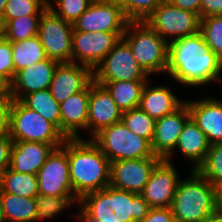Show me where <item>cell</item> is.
I'll list each match as a JSON object with an SVG mask.
<instances>
[{
  "label": "cell",
  "mask_w": 222,
  "mask_h": 222,
  "mask_svg": "<svg viewBox=\"0 0 222 222\" xmlns=\"http://www.w3.org/2000/svg\"><path fill=\"white\" fill-rule=\"evenodd\" d=\"M221 72L222 60L210 50L200 33L169 43L166 75L169 74L180 85L222 84Z\"/></svg>",
  "instance_id": "1"
},
{
  "label": "cell",
  "mask_w": 222,
  "mask_h": 222,
  "mask_svg": "<svg viewBox=\"0 0 222 222\" xmlns=\"http://www.w3.org/2000/svg\"><path fill=\"white\" fill-rule=\"evenodd\" d=\"M78 204L74 215L81 222H139L151 209L140 194L110 185L83 195Z\"/></svg>",
  "instance_id": "2"
},
{
  "label": "cell",
  "mask_w": 222,
  "mask_h": 222,
  "mask_svg": "<svg viewBox=\"0 0 222 222\" xmlns=\"http://www.w3.org/2000/svg\"><path fill=\"white\" fill-rule=\"evenodd\" d=\"M70 182L74 195H83L109 186L110 161L92 139L68 138Z\"/></svg>",
  "instance_id": "3"
},
{
  "label": "cell",
  "mask_w": 222,
  "mask_h": 222,
  "mask_svg": "<svg viewBox=\"0 0 222 222\" xmlns=\"http://www.w3.org/2000/svg\"><path fill=\"white\" fill-rule=\"evenodd\" d=\"M180 179L172 201L175 222H206L218 207V189L197 170Z\"/></svg>",
  "instance_id": "4"
},
{
  "label": "cell",
  "mask_w": 222,
  "mask_h": 222,
  "mask_svg": "<svg viewBox=\"0 0 222 222\" xmlns=\"http://www.w3.org/2000/svg\"><path fill=\"white\" fill-rule=\"evenodd\" d=\"M122 38L130 46L141 68L150 76L168 68L169 43L145 21H129Z\"/></svg>",
  "instance_id": "5"
},
{
  "label": "cell",
  "mask_w": 222,
  "mask_h": 222,
  "mask_svg": "<svg viewBox=\"0 0 222 222\" xmlns=\"http://www.w3.org/2000/svg\"><path fill=\"white\" fill-rule=\"evenodd\" d=\"M9 136L13 141L41 142L55 148L61 147L66 140L53 123L20 100H13L10 108Z\"/></svg>",
  "instance_id": "6"
},
{
  "label": "cell",
  "mask_w": 222,
  "mask_h": 222,
  "mask_svg": "<svg viewBox=\"0 0 222 222\" xmlns=\"http://www.w3.org/2000/svg\"><path fill=\"white\" fill-rule=\"evenodd\" d=\"M92 140L110 163L118 160L158 157L153 153L151 142L131 132L122 121L103 128Z\"/></svg>",
  "instance_id": "7"
},
{
  "label": "cell",
  "mask_w": 222,
  "mask_h": 222,
  "mask_svg": "<svg viewBox=\"0 0 222 222\" xmlns=\"http://www.w3.org/2000/svg\"><path fill=\"white\" fill-rule=\"evenodd\" d=\"M200 17L190 11L178 8L168 0H163L144 20L168 43L199 33ZM171 39H168L170 38Z\"/></svg>",
  "instance_id": "8"
},
{
  "label": "cell",
  "mask_w": 222,
  "mask_h": 222,
  "mask_svg": "<svg viewBox=\"0 0 222 222\" xmlns=\"http://www.w3.org/2000/svg\"><path fill=\"white\" fill-rule=\"evenodd\" d=\"M148 77L150 76L138 64L130 46L123 38L93 70L95 82L149 81Z\"/></svg>",
  "instance_id": "9"
},
{
  "label": "cell",
  "mask_w": 222,
  "mask_h": 222,
  "mask_svg": "<svg viewBox=\"0 0 222 222\" xmlns=\"http://www.w3.org/2000/svg\"><path fill=\"white\" fill-rule=\"evenodd\" d=\"M37 36L48 59L59 63L72 62L73 24L47 8L40 17Z\"/></svg>",
  "instance_id": "10"
},
{
  "label": "cell",
  "mask_w": 222,
  "mask_h": 222,
  "mask_svg": "<svg viewBox=\"0 0 222 222\" xmlns=\"http://www.w3.org/2000/svg\"><path fill=\"white\" fill-rule=\"evenodd\" d=\"M39 194L45 196H75L70 182L68 138L55 148L37 172Z\"/></svg>",
  "instance_id": "11"
},
{
  "label": "cell",
  "mask_w": 222,
  "mask_h": 222,
  "mask_svg": "<svg viewBox=\"0 0 222 222\" xmlns=\"http://www.w3.org/2000/svg\"><path fill=\"white\" fill-rule=\"evenodd\" d=\"M129 19L120 4L94 0L74 22L73 30L83 32L124 33Z\"/></svg>",
  "instance_id": "12"
},
{
  "label": "cell",
  "mask_w": 222,
  "mask_h": 222,
  "mask_svg": "<svg viewBox=\"0 0 222 222\" xmlns=\"http://www.w3.org/2000/svg\"><path fill=\"white\" fill-rule=\"evenodd\" d=\"M123 34L73 30L72 63L85 65L94 70L102 59L111 52Z\"/></svg>",
  "instance_id": "13"
},
{
  "label": "cell",
  "mask_w": 222,
  "mask_h": 222,
  "mask_svg": "<svg viewBox=\"0 0 222 222\" xmlns=\"http://www.w3.org/2000/svg\"><path fill=\"white\" fill-rule=\"evenodd\" d=\"M160 157L118 160L110 163L109 185L140 194Z\"/></svg>",
  "instance_id": "14"
},
{
  "label": "cell",
  "mask_w": 222,
  "mask_h": 222,
  "mask_svg": "<svg viewBox=\"0 0 222 222\" xmlns=\"http://www.w3.org/2000/svg\"><path fill=\"white\" fill-rule=\"evenodd\" d=\"M180 179L173 162L161 159L152 170L140 195L151 208L171 207Z\"/></svg>",
  "instance_id": "15"
},
{
  "label": "cell",
  "mask_w": 222,
  "mask_h": 222,
  "mask_svg": "<svg viewBox=\"0 0 222 222\" xmlns=\"http://www.w3.org/2000/svg\"><path fill=\"white\" fill-rule=\"evenodd\" d=\"M191 118L187 103L184 102L174 112L156 120L155 133L151 142L153 153L171 162L175 148L185 123Z\"/></svg>",
  "instance_id": "16"
},
{
  "label": "cell",
  "mask_w": 222,
  "mask_h": 222,
  "mask_svg": "<svg viewBox=\"0 0 222 222\" xmlns=\"http://www.w3.org/2000/svg\"><path fill=\"white\" fill-rule=\"evenodd\" d=\"M123 112L117 107L110 92L104 85L90 83L87 130L92 139L103 128L121 122Z\"/></svg>",
  "instance_id": "17"
},
{
  "label": "cell",
  "mask_w": 222,
  "mask_h": 222,
  "mask_svg": "<svg viewBox=\"0 0 222 222\" xmlns=\"http://www.w3.org/2000/svg\"><path fill=\"white\" fill-rule=\"evenodd\" d=\"M59 62L46 58L32 66L19 70L9 84L13 100H22L26 95L48 89Z\"/></svg>",
  "instance_id": "18"
},
{
  "label": "cell",
  "mask_w": 222,
  "mask_h": 222,
  "mask_svg": "<svg viewBox=\"0 0 222 222\" xmlns=\"http://www.w3.org/2000/svg\"><path fill=\"white\" fill-rule=\"evenodd\" d=\"M93 81V70L77 63H59L49 90L60 104L68 97L83 91Z\"/></svg>",
  "instance_id": "19"
},
{
  "label": "cell",
  "mask_w": 222,
  "mask_h": 222,
  "mask_svg": "<svg viewBox=\"0 0 222 222\" xmlns=\"http://www.w3.org/2000/svg\"><path fill=\"white\" fill-rule=\"evenodd\" d=\"M185 102L191 118L207 136L209 143H222V100L208 97Z\"/></svg>",
  "instance_id": "20"
},
{
  "label": "cell",
  "mask_w": 222,
  "mask_h": 222,
  "mask_svg": "<svg viewBox=\"0 0 222 222\" xmlns=\"http://www.w3.org/2000/svg\"><path fill=\"white\" fill-rule=\"evenodd\" d=\"M89 95L90 84L60 103V132L65 138H82L80 131L87 130Z\"/></svg>",
  "instance_id": "21"
},
{
  "label": "cell",
  "mask_w": 222,
  "mask_h": 222,
  "mask_svg": "<svg viewBox=\"0 0 222 222\" xmlns=\"http://www.w3.org/2000/svg\"><path fill=\"white\" fill-rule=\"evenodd\" d=\"M55 147L33 141H13L9 168L15 172L37 175Z\"/></svg>",
  "instance_id": "22"
},
{
  "label": "cell",
  "mask_w": 222,
  "mask_h": 222,
  "mask_svg": "<svg viewBox=\"0 0 222 222\" xmlns=\"http://www.w3.org/2000/svg\"><path fill=\"white\" fill-rule=\"evenodd\" d=\"M146 82L139 108L157 120L177 110L185 101L178 99L168 86H153Z\"/></svg>",
  "instance_id": "23"
},
{
  "label": "cell",
  "mask_w": 222,
  "mask_h": 222,
  "mask_svg": "<svg viewBox=\"0 0 222 222\" xmlns=\"http://www.w3.org/2000/svg\"><path fill=\"white\" fill-rule=\"evenodd\" d=\"M210 145L207 136L190 118L179 135L175 150L178 149L183 156L190 160L193 164L192 170H197L204 163Z\"/></svg>",
  "instance_id": "24"
},
{
  "label": "cell",
  "mask_w": 222,
  "mask_h": 222,
  "mask_svg": "<svg viewBox=\"0 0 222 222\" xmlns=\"http://www.w3.org/2000/svg\"><path fill=\"white\" fill-rule=\"evenodd\" d=\"M0 202L6 222H33L36 219V197H21L0 192Z\"/></svg>",
  "instance_id": "25"
},
{
  "label": "cell",
  "mask_w": 222,
  "mask_h": 222,
  "mask_svg": "<svg viewBox=\"0 0 222 222\" xmlns=\"http://www.w3.org/2000/svg\"><path fill=\"white\" fill-rule=\"evenodd\" d=\"M147 81L96 82L104 85L110 92L117 107L122 111L138 108L141 94Z\"/></svg>",
  "instance_id": "26"
},
{
  "label": "cell",
  "mask_w": 222,
  "mask_h": 222,
  "mask_svg": "<svg viewBox=\"0 0 222 222\" xmlns=\"http://www.w3.org/2000/svg\"><path fill=\"white\" fill-rule=\"evenodd\" d=\"M0 192L21 197H37V175L15 172L8 167L0 175Z\"/></svg>",
  "instance_id": "27"
},
{
  "label": "cell",
  "mask_w": 222,
  "mask_h": 222,
  "mask_svg": "<svg viewBox=\"0 0 222 222\" xmlns=\"http://www.w3.org/2000/svg\"><path fill=\"white\" fill-rule=\"evenodd\" d=\"M15 74L24 68L45 60L46 54L38 36L11 42Z\"/></svg>",
  "instance_id": "28"
},
{
  "label": "cell",
  "mask_w": 222,
  "mask_h": 222,
  "mask_svg": "<svg viewBox=\"0 0 222 222\" xmlns=\"http://www.w3.org/2000/svg\"><path fill=\"white\" fill-rule=\"evenodd\" d=\"M21 102L53 123L60 131V104L51 95L49 88L28 94Z\"/></svg>",
  "instance_id": "29"
},
{
  "label": "cell",
  "mask_w": 222,
  "mask_h": 222,
  "mask_svg": "<svg viewBox=\"0 0 222 222\" xmlns=\"http://www.w3.org/2000/svg\"><path fill=\"white\" fill-rule=\"evenodd\" d=\"M50 0H8L0 21L3 27L9 20L23 16H41L42 13L52 6Z\"/></svg>",
  "instance_id": "30"
},
{
  "label": "cell",
  "mask_w": 222,
  "mask_h": 222,
  "mask_svg": "<svg viewBox=\"0 0 222 222\" xmlns=\"http://www.w3.org/2000/svg\"><path fill=\"white\" fill-rule=\"evenodd\" d=\"M41 16H23L9 20L2 27V36L10 41H21L38 35Z\"/></svg>",
  "instance_id": "31"
},
{
  "label": "cell",
  "mask_w": 222,
  "mask_h": 222,
  "mask_svg": "<svg viewBox=\"0 0 222 222\" xmlns=\"http://www.w3.org/2000/svg\"><path fill=\"white\" fill-rule=\"evenodd\" d=\"M121 121L131 132L152 142L156 120L141 108L124 111Z\"/></svg>",
  "instance_id": "32"
},
{
  "label": "cell",
  "mask_w": 222,
  "mask_h": 222,
  "mask_svg": "<svg viewBox=\"0 0 222 222\" xmlns=\"http://www.w3.org/2000/svg\"><path fill=\"white\" fill-rule=\"evenodd\" d=\"M78 202L79 199L76 196H45L39 194L36 197L37 215L35 221L54 218V216L64 211L65 208H69L74 203L78 204Z\"/></svg>",
  "instance_id": "33"
},
{
  "label": "cell",
  "mask_w": 222,
  "mask_h": 222,
  "mask_svg": "<svg viewBox=\"0 0 222 222\" xmlns=\"http://www.w3.org/2000/svg\"><path fill=\"white\" fill-rule=\"evenodd\" d=\"M197 171L217 189L222 186V143L211 144Z\"/></svg>",
  "instance_id": "34"
},
{
  "label": "cell",
  "mask_w": 222,
  "mask_h": 222,
  "mask_svg": "<svg viewBox=\"0 0 222 222\" xmlns=\"http://www.w3.org/2000/svg\"><path fill=\"white\" fill-rule=\"evenodd\" d=\"M199 33L210 50L222 60V15L201 18Z\"/></svg>",
  "instance_id": "35"
},
{
  "label": "cell",
  "mask_w": 222,
  "mask_h": 222,
  "mask_svg": "<svg viewBox=\"0 0 222 222\" xmlns=\"http://www.w3.org/2000/svg\"><path fill=\"white\" fill-rule=\"evenodd\" d=\"M93 1L94 0H57L54 2L55 4L53 3L48 9L66 22L74 24Z\"/></svg>",
  "instance_id": "36"
},
{
  "label": "cell",
  "mask_w": 222,
  "mask_h": 222,
  "mask_svg": "<svg viewBox=\"0 0 222 222\" xmlns=\"http://www.w3.org/2000/svg\"><path fill=\"white\" fill-rule=\"evenodd\" d=\"M163 0H122L120 4L129 21H144Z\"/></svg>",
  "instance_id": "37"
},
{
  "label": "cell",
  "mask_w": 222,
  "mask_h": 222,
  "mask_svg": "<svg viewBox=\"0 0 222 222\" xmlns=\"http://www.w3.org/2000/svg\"><path fill=\"white\" fill-rule=\"evenodd\" d=\"M0 76L9 84L14 79V64L11 42L0 37Z\"/></svg>",
  "instance_id": "38"
},
{
  "label": "cell",
  "mask_w": 222,
  "mask_h": 222,
  "mask_svg": "<svg viewBox=\"0 0 222 222\" xmlns=\"http://www.w3.org/2000/svg\"><path fill=\"white\" fill-rule=\"evenodd\" d=\"M13 99L10 95L0 96V137L9 135L10 108Z\"/></svg>",
  "instance_id": "39"
},
{
  "label": "cell",
  "mask_w": 222,
  "mask_h": 222,
  "mask_svg": "<svg viewBox=\"0 0 222 222\" xmlns=\"http://www.w3.org/2000/svg\"><path fill=\"white\" fill-rule=\"evenodd\" d=\"M139 222H175L171 207L151 208L149 213Z\"/></svg>",
  "instance_id": "40"
},
{
  "label": "cell",
  "mask_w": 222,
  "mask_h": 222,
  "mask_svg": "<svg viewBox=\"0 0 222 222\" xmlns=\"http://www.w3.org/2000/svg\"><path fill=\"white\" fill-rule=\"evenodd\" d=\"M13 140L9 135L0 137V175L10 166L11 148Z\"/></svg>",
  "instance_id": "41"
},
{
  "label": "cell",
  "mask_w": 222,
  "mask_h": 222,
  "mask_svg": "<svg viewBox=\"0 0 222 222\" xmlns=\"http://www.w3.org/2000/svg\"><path fill=\"white\" fill-rule=\"evenodd\" d=\"M215 15H222V0H201L200 19Z\"/></svg>",
  "instance_id": "42"
},
{
  "label": "cell",
  "mask_w": 222,
  "mask_h": 222,
  "mask_svg": "<svg viewBox=\"0 0 222 222\" xmlns=\"http://www.w3.org/2000/svg\"><path fill=\"white\" fill-rule=\"evenodd\" d=\"M178 8L190 11L200 17L201 0H168Z\"/></svg>",
  "instance_id": "43"
},
{
  "label": "cell",
  "mask_w": 222,
  "mask_h": 222,
  "mask_svg": "<svg viewBox=\"0 0 222 222\" xmlns=\"http://www.w3.org/2000/svg\"><path fill=\"white\" fill-rule=\"evenodd\" d=\"M206 222H222V208L218 206Z\"/></svg>",
  "instance_id": "44"
},
{
  "label": "cell",
  "mask_w": 222,
  "mask_h": 222,
  "mask_svg": "<svg viewBox=\"0 0 222 222\" xmlns=\"http://www.w3.org/2000/svg\"><path fill=\"white\" fill-rule=\"evenodd\" d=\"M9 95V83L0 76V96Z\"/></svg>",
  "instance_id": "45"
},
{
  "label": "cell",
  "mask_w": 222,
  "mask_h": 222,
  "mask_svg": "<svg viewBox=\"0 0 222 222\" xmlns=\"http://www.w3.org/2000/svg\"><path fill=\"white\" fill-rule=\"evenodd\" d=\"M8 0H0V21L3 19V14Z\"/></svg>",
  "instance_id": "46"
},
{
  "label": "cell",
  "mask_w": 222,
  "mask_h": 222,
  "mask_svg": "<svg viewBox=\"0 0 222 222\" xmlns=\"http://www.w3.org/2000/svg\"><path fill=\"white\" fill-rule=\"evenodd\" d=\"M218 206L222 208V186L218 188Z\"/></svg>",
  "instance_id": "47"
},
{
  "label": "cell",
  "mask_w": 222,
  "mask_h": 222,
  "mask_svg": "<svg viewBox=\"0 0 222 222\" xmlns=\"http://www.w3.org/2000/svg\"><path fill=\"white\" fill-rule=\"evenodd\" d=\"M0 222H6L4 218L1 202H0Z\"/></svg>",
  "instance_id": "48"
},
{
  "label": "cell",
  "mask_w": 222,
  "mask_h": 222,
  "mask_svg": "<svg viewBox=\"0 0 222 222\" xmlns=\"http://www.w3.org/2000/svg\"><path fill=\"white\" fill-rule=\"evenodd\" d=\"M100 1L113 2V3H118V4L122 3V0H100Z\"/></svg>",
  "instance_id": "49"
},
{
  "label": "cell",
  "mask_w": 222,
  "mask_h": 222,
  "mask_svg": "<svg viewBox=\"0 0 222 222\" xmlns=\"http://www.w3.org/2000/svg\"><path fill=\"white\" fill-rule=\"evenodd\" d=\"M2 36V26H1V23H0V37Z\"/></svg>",
  "instance_id": "50"
}]
</instances>
